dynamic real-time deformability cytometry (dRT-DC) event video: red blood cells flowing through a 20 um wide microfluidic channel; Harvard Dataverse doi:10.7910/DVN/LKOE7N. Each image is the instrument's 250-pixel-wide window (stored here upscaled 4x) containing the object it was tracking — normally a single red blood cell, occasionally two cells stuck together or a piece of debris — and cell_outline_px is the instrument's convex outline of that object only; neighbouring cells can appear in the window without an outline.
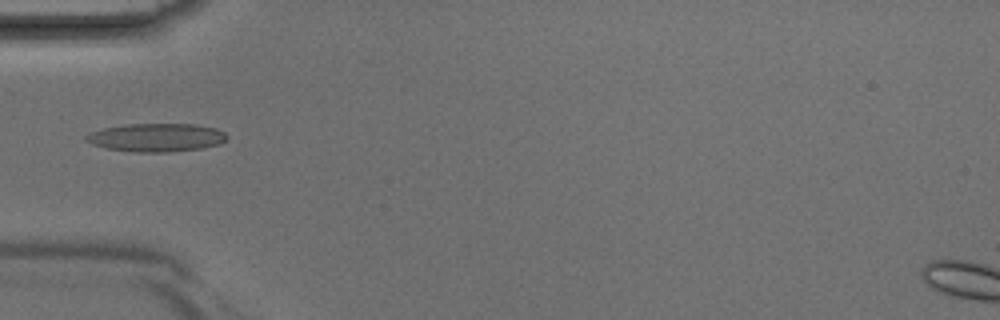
{"species": "Egyptian fruit bat (a non-hibernating species)", "species_latin": "Rousettus aegyptiacus", "temperature_condition": "room temperature", "stored_images_in_passage": 3, "camera_frame_rate_fps": 3000, "um_per_image_px": 0.085, "animal": {"sex": "male"}, "frame": {"image": 1, "passage_image": 3, "time_ms": 0.667, "image_size_px": [1000, 320], "cell_outline_px": [[228, 136], [220, 144], [200, 148], [168, 152], [132, 152], [108, 148], [92, 144], [84, 140], [84, 136], [92, 132], [104, 128], [128, 124], [196, 124], [216, 128], [224, 132]], "centroid_in_image_um": [13.29, 11.68], "position_along_channel_um": 71.7, "area_um2": 23.12}}